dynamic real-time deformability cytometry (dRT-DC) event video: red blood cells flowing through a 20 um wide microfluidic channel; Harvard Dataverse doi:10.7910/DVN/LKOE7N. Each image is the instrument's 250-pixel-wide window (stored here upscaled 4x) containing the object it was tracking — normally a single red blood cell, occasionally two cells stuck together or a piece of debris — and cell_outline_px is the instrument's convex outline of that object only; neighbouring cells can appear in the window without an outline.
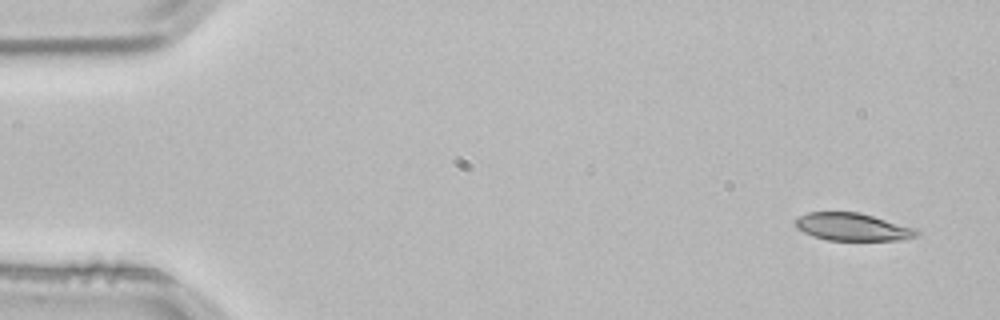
{"species": "common noctule bat (a hibernating species)", "species_latin": "Nyctalus noctula", "temperature_condition": "room temperature", "stored_images_in_passage": 3, "camera_frame_rate_fps": 3000, "um_per_image_px": 0.085, "animal": {"sex": "male", "body_mass_g": 21.5, "forearm_length_mm": 52.0}, "frame": {"image": 1, "passage_image": 1, "time_ms": 0.0, "image_size_px": [1000, 320], "cell_outline_px": [[920, 236], [908, 240], [828, 240], [812, 236], [796, 228], [796, 220], [800, 216], [808, 212], [860, 212], [916, 228], [920, 232]], "centroid_in_image_um": [72.54, 19.3], "position_along_channel_um": 12.5, "area_um2": 19.71}}
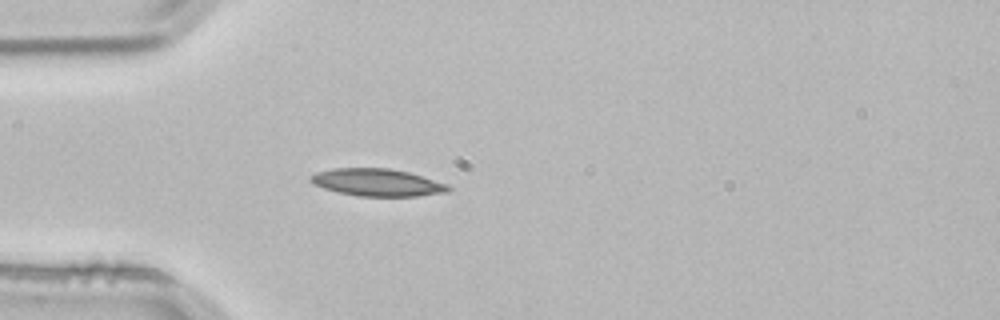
{"frame": {"image": 2, "passage_image": 3, "time_ms": 0.667, "image_size_px": [1000, 320], "cell_outline_px": [[452, 188], [448, 192], [416, 196], [360, 196], [340, 192], [324, 188], [308, 180], [308, 176], [316, 172], [332, 168], [388, 168], [408, 172], [448, 184]], "centroid_in_image_um": [32.06, 15.5], "position_along_channel_um": 52.9, "area_um2": 21.85}}